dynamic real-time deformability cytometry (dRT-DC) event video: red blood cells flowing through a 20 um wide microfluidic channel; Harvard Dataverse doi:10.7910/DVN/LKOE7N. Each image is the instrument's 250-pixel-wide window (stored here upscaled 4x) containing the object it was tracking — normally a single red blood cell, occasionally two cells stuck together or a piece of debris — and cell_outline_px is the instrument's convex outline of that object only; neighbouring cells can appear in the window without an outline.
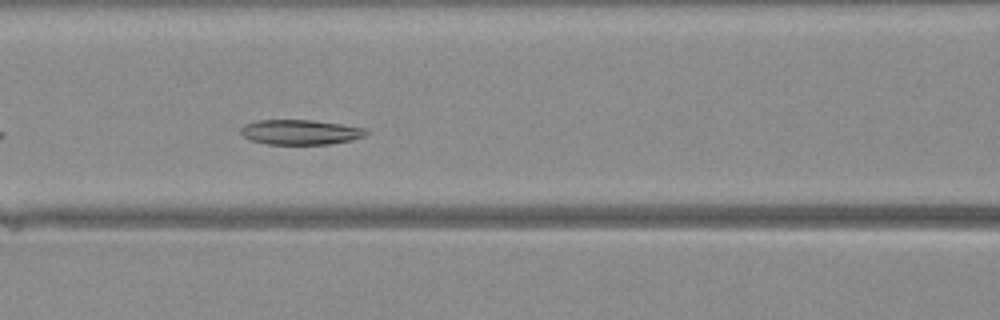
{"species": "Egyptian fruit bat (a non-hibernating species)", "species_latin": "Rousettus aegyptiacus", "temperature_condition": "warm", "stored_images_in_passage": 23, "camera_frame_rate_fps": 3000, "um_per_image_px": 0.085, "animal": {"sex": "female"}, "frame": {"image": 1, "passage_image": 7, "time_ms": 2.0, "image_size_px": [1000, 320], "cell_outline_px": [[368, 132], [364, 136], [348, 140], [328, 144], [268, 144], [252, 140], [244, 136], [240, 132], [240, 128], [244, 124], [256, 120], [312, 120], [340, 124], [364, 128]], "centroid_in_image_um": [25.48, 11.22], "position_along_channel_um": 141.1, "area_um2": 17.98}}
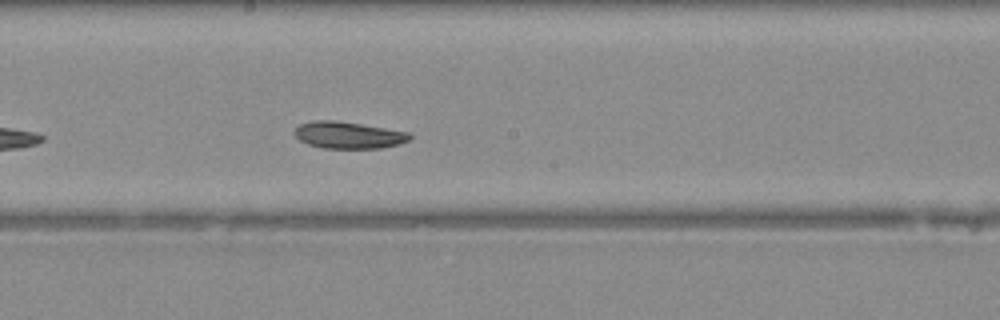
{"frame": {"image": 2, "passage_image": 12, "time_ms": 3.667, "image_size_px": [1000, 320], "cell_outline_px": [[412, 136], [408, 140], [400, 144], [380, 148], [324, 148], [308, 144], [300, 140], [292, 132], [300, 124], [316, 120], [336, 120], [408, 132]], "centroid_in_image_um": [29.59, 11.48], "position_along_channel_um": 218.6, "area_um2": 17.86}}
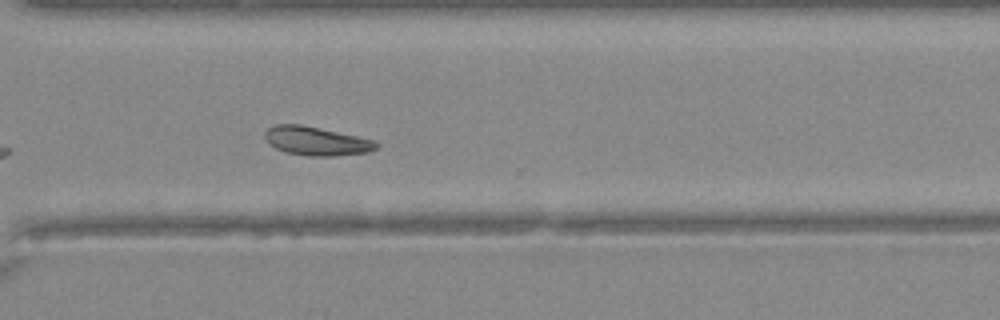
{"frame": {"image": 3, "passage_image": 20, "time_ms": 6.333, "image_size_px": [1000, 320], "cell_outline_px": [[380, 144], [376, 148], [368, 152], [336, 156], [312, 156], [288, 152], [276, 148], [264, 136], [264, 132], [268, 128], [276, 124], [300, 124], [376, 140]], "centroid_in_image_um": [26.93, 11.98], "position_along_channel_um": 343.7, "area_um2": 18.44}}